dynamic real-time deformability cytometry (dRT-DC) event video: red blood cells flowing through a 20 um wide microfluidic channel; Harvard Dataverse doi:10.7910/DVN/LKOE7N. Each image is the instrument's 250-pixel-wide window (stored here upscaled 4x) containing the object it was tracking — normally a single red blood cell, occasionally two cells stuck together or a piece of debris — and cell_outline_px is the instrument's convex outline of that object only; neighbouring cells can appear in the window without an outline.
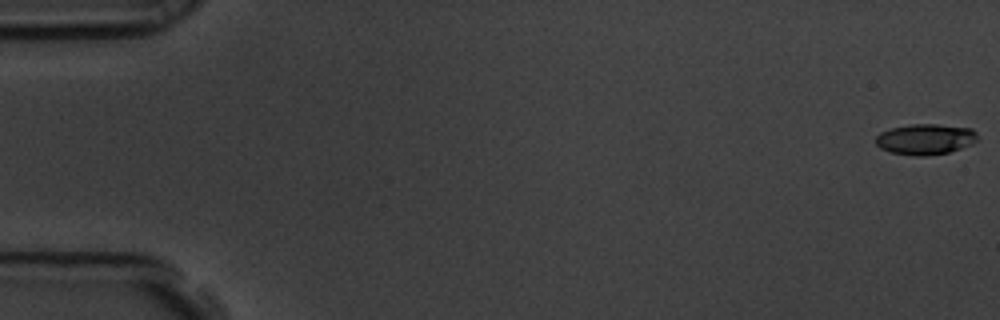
{"species": "common noctule bat (a hibernating species)", "species_latin": "Nyctalus noctula", "temperature_condition": "room temperature", "stored_images_in_passage": 58, "camera_frame_rate_fps": 3000, "um_per_image_px": 0.085, "animal": {"sex": "male", "body_mass_g": 19.5, "forearm_length_mm": 54.6}, "frame": {"image": 1, "passage_image": 1, "time_ms": 0.0, "image_size_px": [1000, 320], "cell_outline_px": [[976, 140], [972, 144], [948, 152], [924, 156], [916, 156], [892, 152], [880, 148], [876, 144], [876, 136], [880, 132], [892, 128], [912, 124], [936, 124], [972, 128], [976, 132]], "centroid_in_image_um": [78.65, 11.83], "position_along_channel_um": 6.4, "area_um2": 18.03}}
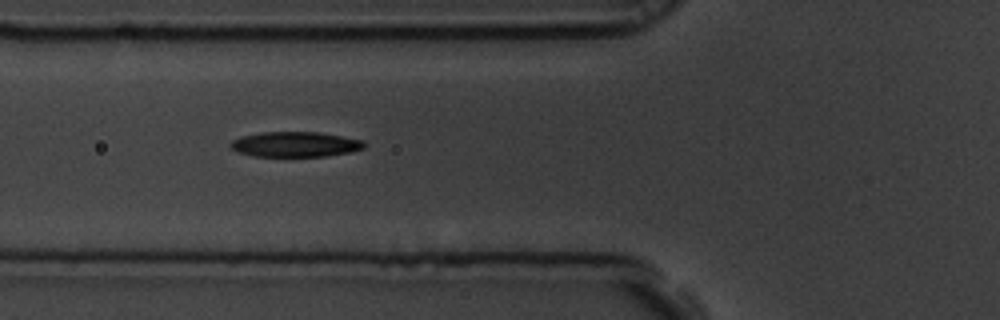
{"frame": {"image": 2, "passage_image": 22, "time_ms": 7.0, "image_size_px": [1000, 320], "cell_outline_px": [[364, 148], [352, 152], [324, 156], [252, 156], [236, 152], [228, 144], [232, 140], [240, 136], [260, 132], [316, 132], [364, 140]], "centroid_in_image_um": [25.04, 12.27], "position_along_channel_um": 100.8, "area_um2": 19.65}}
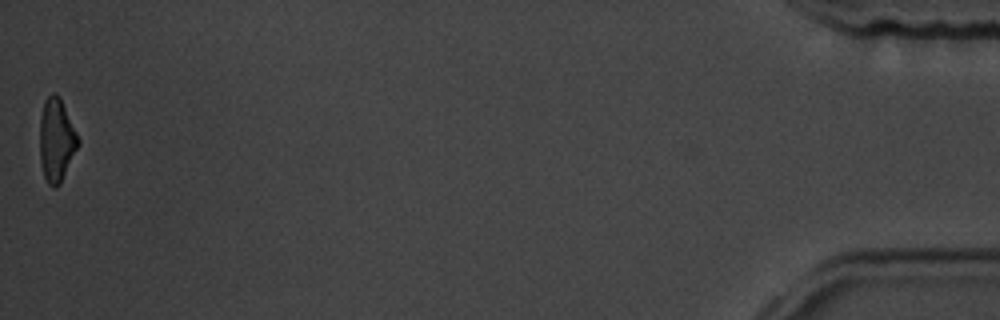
{"frame": {"image": 3, "passage_image": 58, "time_ms": 19.0, "image_size_px": [1000, 320], "cell_outline_px": [[80, 144], [60, 184], [56, 188], [52, 188], [48, 184], [44, 176], [40, 160], [40, 116], [44, 100], [52, 92], [56, 92], [60, 96], [80, 140]], "centroid_in_image_um": [4.8, 11.89], "position_along_channel_um": 430.4, "area_um2": 18.84}, "authors_computed_cell_mechanics": {"area_um2": 19.4208, "velocity_mm_per_s": 3.5609, "shape_relaxation_time_tau1_ms": 3.6781, "shape_relaxation_time_tau2_ms": 5.5537, "deformation_change_tau1": 0.1545, "deformation_change_tau2": 0.1472}}